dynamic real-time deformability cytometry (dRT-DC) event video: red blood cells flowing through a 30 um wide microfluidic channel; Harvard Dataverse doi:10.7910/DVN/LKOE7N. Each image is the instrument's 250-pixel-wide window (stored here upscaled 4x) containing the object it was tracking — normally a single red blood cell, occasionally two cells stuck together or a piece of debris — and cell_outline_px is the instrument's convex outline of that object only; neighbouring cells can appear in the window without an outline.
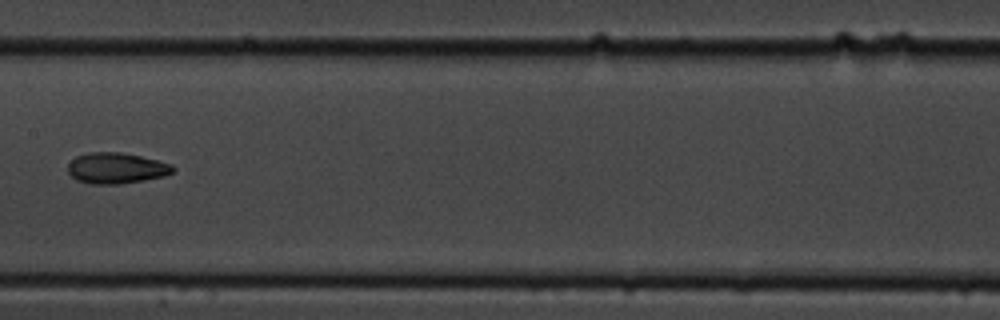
{"species": "common noctule bat (a hibernating species)", "species_latin": "Nyctalus noctula", "temperature_condition": "cold", "stored_images_in_passage": 13, "camera_frame_rate_fps": 3000, "um_per_image_px": 0.085, "animal": {"sex": "male", "body_mass_g": 19.5, "forearm_length_mm": 54.6}, "frame": {"image": 1, "passage_image": 8, "time_ms": 9.0, "image_size_px": [1000, 320], "cell_outline_px": [[176, 168], [172, 172], [164, 176], [144, 180], [120, 184], [88, 184], [76, 180], [68, 172], [68, 164], [76, 156], [88, 152], [120, 152], [140, 156], [172, 164]], "centroid_in_image_um": [9.87, 14.29], "position_along_channel_um": 197.5, "area_um2": 18.96}}
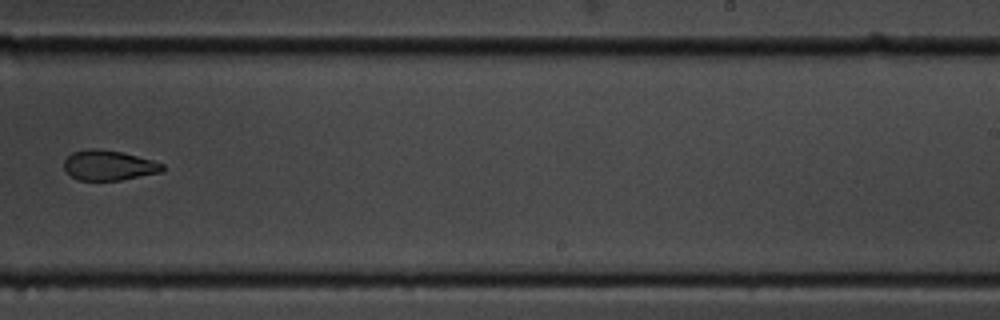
{"frame": {"image": 2, "passage_image": 10, "time_ms": 11.333, "image_size_px": [1000, 320], "cell_outline_px": [[164, 168], [160, 172], [120, 180], [76, 180], [64, 168], [64, 160], [72, 152], [88, 148], [96, 148], [124, 152], [152, 160], [164, 164]], "centroid_in_image_um": [9.22, 14.04], "position_along_channel_um": 279.8, "area_um2": 17.22}}